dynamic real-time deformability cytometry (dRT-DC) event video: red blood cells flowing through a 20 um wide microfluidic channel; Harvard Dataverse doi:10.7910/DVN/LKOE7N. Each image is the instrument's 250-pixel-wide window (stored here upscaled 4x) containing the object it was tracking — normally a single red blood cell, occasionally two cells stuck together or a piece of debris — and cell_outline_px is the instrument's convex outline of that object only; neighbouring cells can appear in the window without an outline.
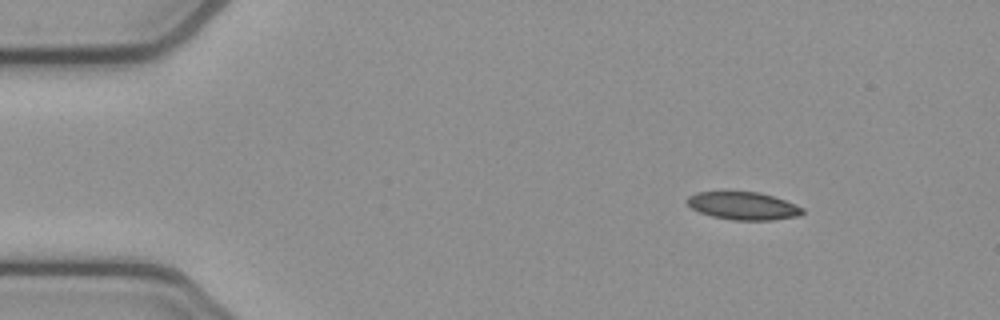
{"species": "common noctule bat (a hibernating species)", "species_latin": "Nyctalus noctula", "temperature_condition": "cold", "stored_images_in_passage": 3, "camera_frame_rate_fps": 3000, "um_per_image_px": 0.085, "animal": {"sex": "female", "body_mass_g": 21.9}, "frame": {"image": 1, "passage_image": 1, "time_ms": 0.0, "image_size_px": [1000, 320], "cell_outline_px": [[804, 212], [800, 216], [772, 220], [732, 220], [712, 216], [700, 212], [692, 208], [688, 204], [688, 196], [696, 192], [760, 192], [784, 200], [804, 208]], "centroid_in_image_um": [63.2, 17.5], "position_along_channel_um": 21.8, "area_um2": 18.55}}